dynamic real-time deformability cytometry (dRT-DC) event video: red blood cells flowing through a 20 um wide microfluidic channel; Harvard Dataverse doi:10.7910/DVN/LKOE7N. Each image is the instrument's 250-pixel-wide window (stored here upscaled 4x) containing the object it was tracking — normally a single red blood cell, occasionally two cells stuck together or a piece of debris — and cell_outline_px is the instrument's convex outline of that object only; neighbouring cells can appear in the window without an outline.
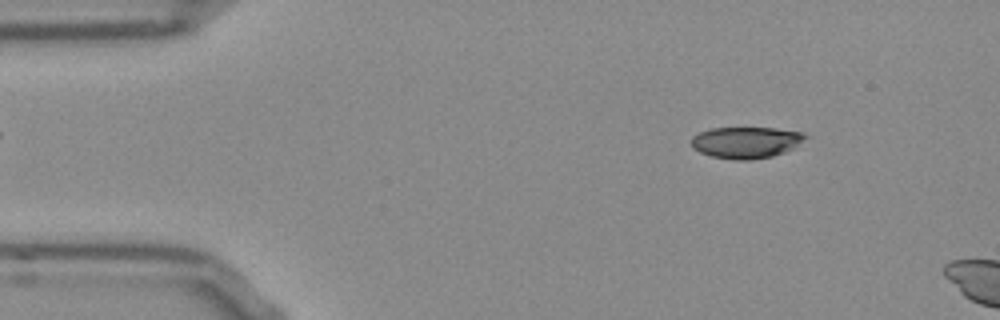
{"species": "Egyptian fruit bat (a non-hibernating species)", "species_latin": "Rousettus aegyptiacus", "temperature_condition": "room temperature", "stored_images_in_passage": 10, "camera_frame_rate_fps": 3000, "um_per_image_px": 0.085, "frame": {"image": 1, "passage_image": 6, "time_ms": 1.667, "image_size_px": [1000, 320], "cell_outline_px": [[812, 136], [792, 148], [784, 152], [772, 156], [752, 160], [736, 160], [712, 156], [700, 152], [692, 148], [688, 140], [692, 136], [708, 128], [776, 128], [800, 132]], "centroid_in_image_um": [63.39, 12.1], "position_along_channel_um": 21.6, "area_um2": 21.15}}